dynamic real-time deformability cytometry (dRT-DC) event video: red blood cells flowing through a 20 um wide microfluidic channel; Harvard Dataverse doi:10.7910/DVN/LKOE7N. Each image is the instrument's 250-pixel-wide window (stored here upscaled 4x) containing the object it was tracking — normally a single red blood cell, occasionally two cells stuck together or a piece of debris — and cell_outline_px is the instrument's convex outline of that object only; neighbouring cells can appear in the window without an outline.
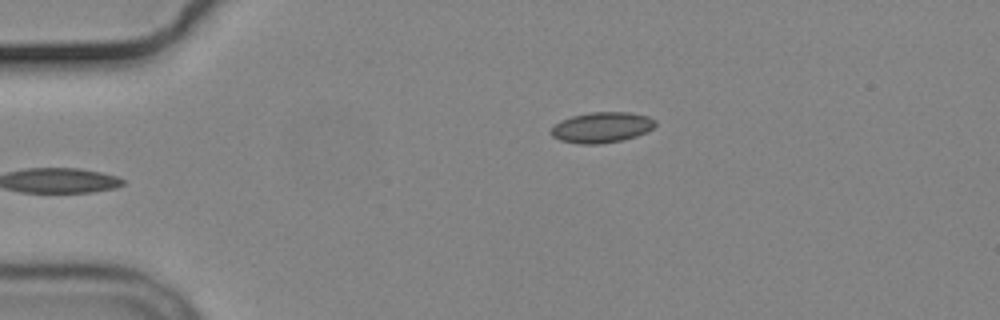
{"species": "common noctule bat (a hibernating species)", "species_latin": "Nyctalus noctula", "temperature_condition": "cold", "stored_images_in_passage": 35, "camera_frame_rate_fps": 3000, "um_per_image_px": 0.085, "animal": {"sex": "male", "body_mass_g": 19.2, "forearm_length_mm": 51.8}, "frame": {"image": 1, "passage_image": 1, "time_ms": 0.0, "image_size_px": [1000, 320], "cell_outline_px": [[656, 124], [652, 128], [636, 136], [620, 140], [596, 144], [580, 144], [560, 140], [552, 136], [548, 132], [560, 120], [572, 116], [588, 112], [628, 112], [648, 116], [656, 120]], "centroid_in_image_um": [51.11, 10.82], "position_along_channel_um": 33.9, "area_um2": 18.5}}
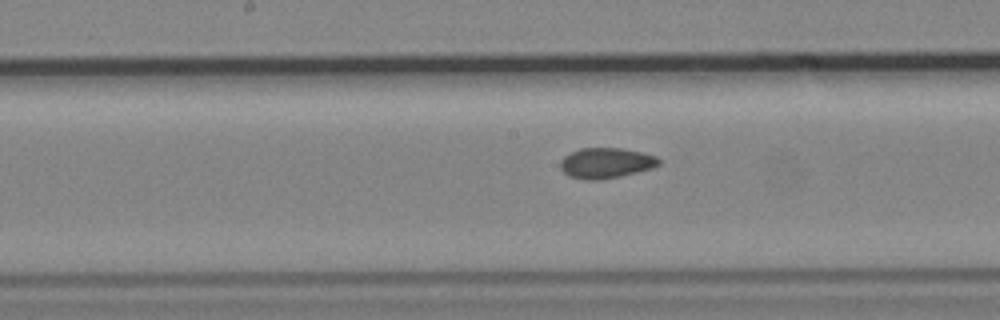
{"frame": {"image": 2, "passage_image": 18, "time_ms": 5.667, "image_size_px": [1000, 320], "cell_outline_px": [[660, 164], [652, 168], [620, 176], [600, 180], [584, 180], [568, 176], [560, 168], [560, 160], [564, 156], [580, 148], [620, 148], [640, 152], [656, 156], [660, 160]], "centroid_in_image_um": [51.48, 13.86], "position_along_channel_um": 196.7, "area_um2": 17.46}}
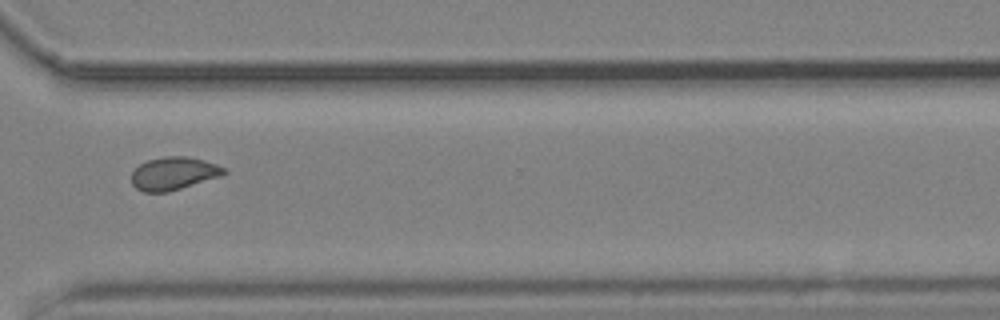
{"frame": {"image": 3, "passage_image": 31, "time_ms": 10.0, "image_size_px": [1000, 320], "cell_outline_px": [[228, 172], [220, 176], [168, 192], [144, 192], [136, 188], [132, 184], [132, 172], [140, 164], [148, 160], [164, 156], [184, 156], [204, 160], [216, 164], [224, 168]], "centroid_in_image_um": [14.75, 14.74], "position_along_channel_um": 355.9, "area_um2": 17.57}, "authors_computed_cell_mechanics": {"area_um2": 17.5712, "velocity_mm_per_s": 3.6818, "shape_relaxation_time_tau1_ms": null, "shape_relaxation_time_tau2_ms": 1.8124, "deformation_change_tau1": null, "deformation_change_tau2": 0.0585}}